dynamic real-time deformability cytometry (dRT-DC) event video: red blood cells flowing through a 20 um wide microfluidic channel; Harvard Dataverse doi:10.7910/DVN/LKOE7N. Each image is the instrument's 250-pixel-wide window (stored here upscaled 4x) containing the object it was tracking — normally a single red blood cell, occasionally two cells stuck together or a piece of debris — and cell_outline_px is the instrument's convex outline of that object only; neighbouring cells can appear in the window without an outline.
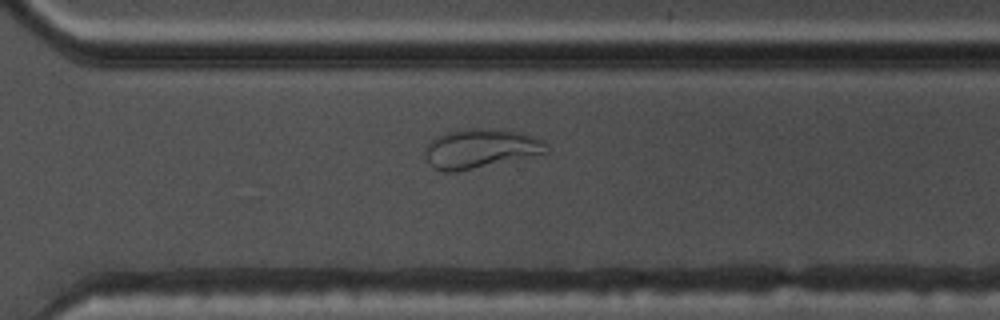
{"species": "common noctule bat (a hibernating species)", "species_latin": "Nyctalus noctula", "temperature_condition": "warm", "stored_images_in_passage": 54, "camera_frame_rate_fps": 3000, "um_per_image_px": 0.085, "animal": {"sex": "male", "body_mass_g": 17.5, "forearm_length_mm": 52.3}, "frame": {"image": 1, "passage_image": 38, "time_ms": 12.333, "image_size_px": [1000, 320], "cell_outline_px": [[548, 152], [516, 160], [456, 172], [444, 172], [428, 164], [428, 144], [436, 136], [448, 132], [468, 128], [480, 128], [520, 132], [544, 140]], "centroid_in_image_um": [40.87, 12.63], "position_along_channel_um": 329.7, "area_um2": 27.4}}
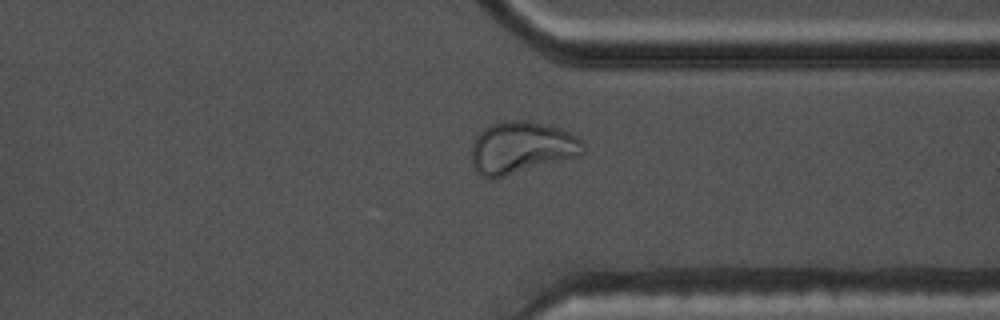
{"frame": {"image": 2, "passage_image": 41, "time_ms": 13.333, "image_size_px": [1000, 320], "cell_outline_px": [[584, 152], [580, 156], [496, 180], [488, 180], [480, 176], [476, 172], [472, 164], [472, 144], [476, 136], [484, 128], [492, 124], [512, 120], [524, 120], [560, 128], [576, 136], [584, 144]], "centroid_in_image_um": [44.3, 12.6], "position_along_channel_um": 367.1, "area_um2": 34.39}}
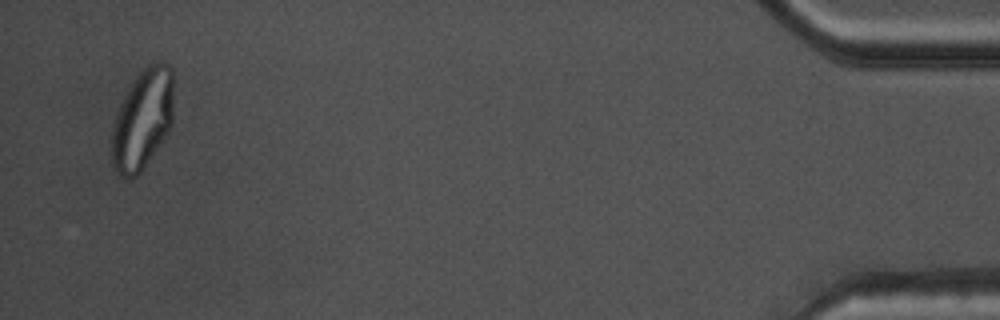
{"frame": {"image": 3, "passage_image": 52, "time_ms": 17.0, "image_size_px": [1000, 320], "cell_outline_px": [[172, 124], [168, 132], [140, 172], [132, 180], [124, 180], [112, 168], [112, 124], [116, 112], [128, 88], [136, 76], [152, 60], [168, 64], [172, 68]], "centroid_in_image_um": [12.09, 10.16], "position_along_channel_um": 423.1, "area_um2": 36.36}}